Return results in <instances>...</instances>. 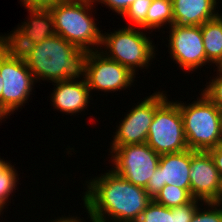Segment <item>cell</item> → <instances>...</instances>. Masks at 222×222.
Returning <instances> with one entry per match:
<instances>
[{"label": "cell", "instance_id": "6da1fadb", "mask_svg": "<svg viewBox=\"0 0 222 222\" xmlns=\"http://www.w3.org/2000/svg\"><path fill=\"white\" fill-rule=\"evenodd\" d=\"M86 185L82 200L91 222H137L152 201L145 188L125 180L112 169L87 180Z\"/></svg>", "mask_w": 222, "mask_h": 222}, {"label": "cell", "instance_id": "7a4b0ae2", "mask_svg": "<svg viewBox=\"0 0 222 222\" xmlns=\"http://www.w3.org/2000/svg\"><path fill=\"white\" fill-rule=\"evenodd\" d=\"M36 82L39 80H86L89 51L81 50L55 34L19 53ZM78 78V79H77Z\"/></svg>", "mask_w": 222, "mask_h": 222}, {"label": "cell", "instance_id": "3957f363", "mask_svg": "<svg viewBox=\"0 0 222 222\" xmlns=\"http://www.w3.org/2000/svg\"><path fill=\"white\" fill-rule=\"evenodd\" d=\"M93 4L94 0H61L50 7L55 33L81 50L99 49L103 33L92 17Z\"/></svg>", "mask_w": 222, "mask_h": 222}, {"label": "cell", "instance_id": "277c9868", "mask_svg": "<svg viewBox=\"0 0 222 222\" xmlns=\"http://www.w3.org/2000/svg\"><path fill=\"white\" fill-rule=\"evenodd\" d=\"M199 95L188 105L183 101L176 102L181 111L188 149L209 151L222 141V112L203 91Z\"/></svg>", "mask_w": 222, "mask_h": 222}, {"label": "cell", "instance_id": "5b68a950", "mask_svg": "<svg viewBox=\"0 0 222 222\" xmlns=\"http://www.w3.org/2000/svg\"><path fill=\"white\" fill-rule=\"evenodd\" d=\"M152 42L150 37L143 33V29L125 26L102 34L99 51L136 74L138 68H149L150 61L156 56Z\"/></svg>", "mask_w": 222, "mask_h": 222}, {"label": "cell", "instance_id": "8992f818", "mask_svg": "<svg viewBox=\"0 0 222 222\" xmlns=\"http://www.w3.org/2000/svg\"><path fill=\"white\" fill-rule=\"evenodd\" d=\"M0 76L3 80L1 106L11 115L28 102L36 81L23 57L3 42L0 44Z\"/></svg>", "mask_w": 222, "mask_h": 222}, {"label": "cell", "instance_id": "52a82bcc", "mask_svg": "<svg viewBox=\"0 0 222 222\" xmlns=\"http://www.w3.org/2000/svg\"><path fill=\"white\" fill-rule=\"evenodd\" d=\"M146 143L159 155L188 149L179 105L168 97L156 108Z\"/></svg>", "mask_w": 222, "mask_h": 222}, {"label": "cell", "instance_id": "ba28073f", "mask_svg": "<svg viewBox=\"0 0 222 222\" xmlns=\"http://www.w3.org/2000/svg\"><path fill=\"white\" fill-rule=\"evenodd\" d=\"M111 168L132 184L146 188L159 164L160 156L147 143L128 144L111 149Z\"/></svg>", "mask_w": 222, "mask_h": 222}, {"label": "cell", "instance_id": "9c48e42d", "mask_svg": "<svg viewBox=\"0 0 222 222\" xmlns=\"http://www.w3.org/2000/svg\"><path fill=\"white\" fill-rule=\"evenodd\" d=\"M165 91L154 92L152 95L127 112L119 126H116V132L110 149L128 144L146 143L149 128L155 114L156 108L167 98ZM164 93V94H163Z\"/></svg>", "mask_w": 222, "mask_h": 222}, {"label": "cell", "instance_id": "30bf717a", "mask_svg": "<svg viewBox=\"0 0 222 222\" xmlns=\"http://www.w3.org/2000/svg\"><path fill=\"white\" fill-rule=\"evenodd\" d=\"M129 68L106 57L99 50L89 51L86 82L90 90L116 92L132 87L135 76Z\"/></svg>", "mask_w": 222, "mask_h": 222}, {"label": "cell", "instance_id": "8fae6325", "mask_svg": "<svg viewBox=\"0 0 222 222\" xmlns=\"http://www.w3.org/2000/svg\"><path fill=\"white\" fill-rule=\"evenodd\" d=\"M169 29V53L180 68L191 72L207 64L201 26L173 24Z\"/></svg>", "mask_w": 222, "mask_h": 222}, {"label": "cell", "instance_id": "7c38bea8", "mask_svg": "<svg viewBox=\"0 0 222 222\" xmlns=\"http://www.w3.org/2000/svg\"><path fill=\"white\" fill-rule=\"evenodd\" d=\"M191 150L162 154L152 178L145 188L153 199L165 185L190 189Z\"/></svg>", "mask_w": 222, "mask_h": 222}, {"label": "cell", "instance_id": "4fadbf2b", "mask_svg": "<svg viewBox=\"0 0 222 222\" xmlns=\"http://www.w3.org/2000/svg\"><path fill=\"white\" fill-rule=\"evenodd\" d=\"M28 20L18 25L12 33L2 36V42L11 50L20 53L25 47L40 43L54 36V21L49 9H28Z\"/></svg>", "mask_w": 222, "mask_h": 222}, {"label": "cell", "instance_id": "5bb4252c", "mask_svg": "<svg viewBox=\"0 0 222 222\" xmlns=\"http://www.w3.org/2000/svg\"><path fill=\"white\" fill-rule=\"evenodd\" d=\"M190 189L194 199L214 202L221 188V177L209 151L191 150Z\"/></svg>", "mask_w": 222, "mask_h": 222}, {"label": "cell", "instance_id": "9a60e30c", "mask_svg": "<svg viewBox=\"0 0 222 222\" xmlns=\"http://www.w3.org/2000/svg\"><path fill=\"white\" fill-rule=\"evenodd\" d=\"M53 83L52 85L56 87L50 100L54 109L60 110L62 113H69L71 116L87 109L91 95L86 80H62Z\"/></svg>", "mask_w": 222, "mask_h": 222}, {"label": "cell", "instance_id": "2e32d148", "mask_svg": "<svg viewBox=\"0 0 222 222\" xmlns=\"http://www.w3.org/2000/svg\"><path fill=\"white\" fill-rule=\"evenodd\" d=\"M218 0H172L173 24L201 26L216 18Z\"/></svg>", "mask_w": 222, "mask_h": 222}, {"label": "cell", "instance_id": "e0dca14e", "mask_svg": "<svg viewBox=\"0 0 222 222\" xmlns=\"http://www.w3.org/2000/svg\"><path fill=\"white\" fill-rule=\"evenodd\" d=\"M203 205L204 202L202 203L198 199H193L185 205L168 208L152 200L142 212L137 222H190L196 208Z\"/></svg>", "mask_w": 222, "mask_h": 222}, {"label": "cell", "instance_id": "ac0fdd59", "mask_svg": "<svg viewBox=\"0 0 222 222\" xmlns=\"http://www.w3.org/2000/svg\"><path fill=\"white\" fill-rule=\"evenodd\" d=\"M207 64L216 66L222 61V14L201 25Z\"/></svg>", "mask_w": 222, "mask_h": 222}, {"label": "cell", "instance_id": "d6986e66", "mask_svg": "<svg viewBox=\"0 0 222 222\" xmlns=\"http://www.w3.org/2000/svg\"><path fill=\"white\" fill-rule=\"evenodd\" d=\"M173 25L172 0H152L146 16V32L159 29L163 25Z\"/></svg>", "mask_w": 222, "mask_h": 222}, {"label": "cell", "instance_id": "ffe728a7", "mask_svg": "<svg viewBox=\"0 0 222 222\" xmlns=\"http://www.w3.org/2000/svg\"><path fill=\"white\" fill-rule=\"evenodd\" d=\"M193 199L191 189H182L173 185H165L152 200L157 204L173 208L185 205Z\"/></svg>", "mask_w": 222, "mask_h": 222}, {"label": "cell", "instance_id": "44dd1931", "mask_svg": "<svg viewBox=\"0 0 222 222\" xmlns=\"http://www.w3.org/2000/svg\"><path fill=\"white\" fill-rule=\"evenodd\" d=\"M14 165L10 162L0 170V213L8 205V198L16 190L19 178Z\"/></svg>", "mask_w": 222, "mask_h": 222}, {"label": "cell", "instance_id": "7402d4cb", "mask_svg": "<svg viewBox=\"0 0 222 222\" xmlns=\"http://www.w3.org/2000/svg\"><path fill=\"white\" fill-rule=\"evenodd\" d=\"M152 0H135L122 15L131 25L126 27L141 28L146 30V16Z\"/></svg>", "mask_w": 222, "mask_h": 222}, {"label": "cell", "instance_id": "603a6c76", "mask_svg": "<svg viewBox=\"0 0 222 222\" xmlns=\"http://www.w3.org/2000/svg\"><path fill=\"white\" fill-rule=\"evenodd\" d=\"M204 204L207 209L198 206L190 222H222V205L215 202H204Z\"/></svg>", "mask_w": 222, "mask_h": 222}, {"label": "cell", "instance_id": "cb8c5ba5", "mask_svg": "<svg viewBox=\"0 0 222 222\" xmlns=\"http://www.w3.org/2000/svg\"><path fill=\"white\" fill-rule=\"evenodd\" d=\"M216 72L214 79L212 78L209 83H206L207 86L202 91L222 112V74L218 71Z\"/></svg>", "mask_w": 222, "mask_h": 222}, {"label": "cell", "instance_id": "d4e9b609", "mask_svg": "<svg viewBox=\"0 0 222 222\" xmlns=\"http://www.w3.org/2000/svg\"><path fill=\"white\" fill-rule=\"evenodd\" d=\"M134 1L135 0H94L96 3L105 4V6H108L113 12L115 11L121 16Z\"/></svg>", "mask_w": 222, "mask_h": 222}, {"label": "cell", "instance_id": "484cf974", "mask_svg": "<svg viewBox=\"0 0 222 222\" xmlns=\"http://www.w3.org/2000/svg\"><path fill=\"white\" fill-rule=\"evenodd\" d=\"M23 6L27 9H49L61 0H20Z\"/></svg>", "mask_w": 222, "mask_h": 222}, {"label": "cell", "instance_id": "4316f807", "mask_svg": "<svg viewBox=\"0 0 222 222\" xmlns=\"http://www.w3.org/2000/svg\"><path fill=\"white\" fill-rule=\"evenodd\" d=\"M220 177H222V141L215 147L209 150Z\"/></svg>", "mask_w": 222, "mask_h": 222}, {"label": "cell", "instance_id": "83f0119b", "mask_svg": "<svg viewBox=\"0 0 222 222\" xmlns=\"http://www.w3.org/2000/svg\"><path fill=\"white\" fill-rule=\"evenodd\" d=\"M82 219L77 217V216H71L70 217V214H69V217H66V216H63V217H60V218H57V219H53V220H50L51 222H83L81 221ZM49 222V221H47Z\"/></svg>", "mask_w": 222, "mask_h": 222}, {"label": "cell", "instance_id": "f1b7e54d", "mask_svg": "<svg viewBox=\"0 0 222 222\" xmlns=\"http://www.w3.org/2000/svg\"><path fill=\"white\" fill-rule=\"evenodd\" d=\"M8 116L10 115L0 105V122H2L4 118H8Z\"/></svg>", "mask_w": 222, "mask_h": 222}, {"label": "cell", "instance_id": "f546056e", "mask_svg": "<svg viewBox=\"0 0 222 222\" xmlns=\"http://www.w3.org/2000/svg\"><path fill=\"white\" fill-rule=\"evenodd\" d=\"M217 204L222 205V177H221V188H220V192L218 194L217 199L214 201Z\"/></svg>", "mask_w": 222, "mask_h": 222}, {"label": "cell", "instance_id": "4dcf8cb0", "mask_svg": "<svg viewBox=\"0 0 222 222\" xmlns=\"http://www.w3.org/2000/svg\"><path fill=\"white\" fill-rule=\"evenodd\" d=\"M9 162L1 159L0 157V170L3 169Z\"/></svg>", "mask_w": 222, "mask_h": 222}, {"label": "cell", "instance_id": "1f68e13d", "mask_svg": "<svg viewBox=\"0 0 222 222\" xmlns=\"http://www.w3.org/2000/svg\"><path fill=\"white\" fill-rule=\"evenodd\" d=\"M2 89H3V80H2V77L0 76V105H1Z\"/></svg>", "mask_w": 222, "mask_h": 222}, {"label": "cell", "instance_id": "d6a6232c", "mask_svg": "<svg viewBox=\"0 0 222 222\" xmlns=\"http://www.w3.org/2000/svg\"><path fill=\"white\" fill-rule=\"evenodd\" d=\"M217 71L222 74V61L217 65Z\"/></svg>", "mask_w": 222, "mask_h": 222}, {"label": "cell", "instance_id": "836d02e7", "mask_svg": "<svg viewBox=\"0 0 222 222\" xmlns=\"http://www.w3.org/2000/svg\"><path fill=\"white\" fill-rule=\"evenodd\" d=\"M2 36H3V35H0V44L2 43Z\"/></svg>", "mask_w": 222, "mask_h": 222}]
</instances>
